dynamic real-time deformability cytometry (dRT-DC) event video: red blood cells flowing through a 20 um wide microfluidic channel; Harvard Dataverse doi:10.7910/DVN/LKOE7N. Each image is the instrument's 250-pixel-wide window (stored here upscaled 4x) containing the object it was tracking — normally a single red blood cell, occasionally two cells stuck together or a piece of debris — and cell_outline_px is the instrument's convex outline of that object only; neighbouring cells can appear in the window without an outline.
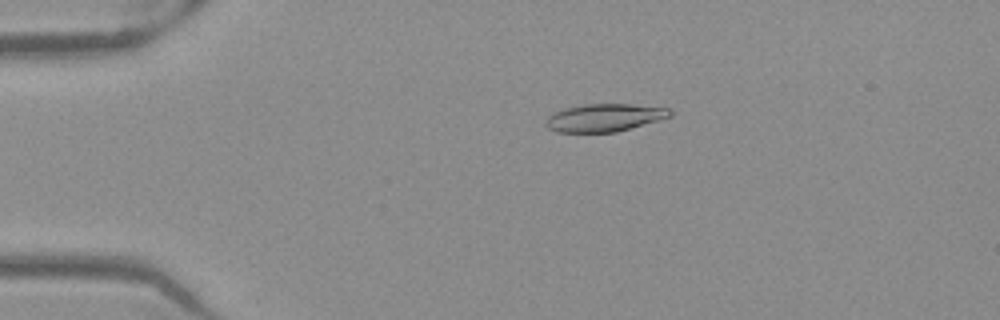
{"species": "Egyptian fruit bat (a non-hibernating species)", "species_latin": "Rousettus aegyptiacus", "temperature_condition": "warm", "stored_images_in_passage": 44, "camera_frame_rate_fps": 3000, "um_per_image_px": 0.085, "frame": {"image": 1, "passage_image": 3, "time_ms": 0.667, "image_size_px": [1000, 320], "cell_outline_px": [[672, 116], [616, 132], [556, 132], [548, 128], [544, 124], [544, 120], [548, 116], [564, 108], [584, 104], [632, 104], [668, 108], [672, 112]], "centroid_in_image_um": [51.34, 10.0], "position_along_channel_um": 33.7, "area_um2": 20.06}}
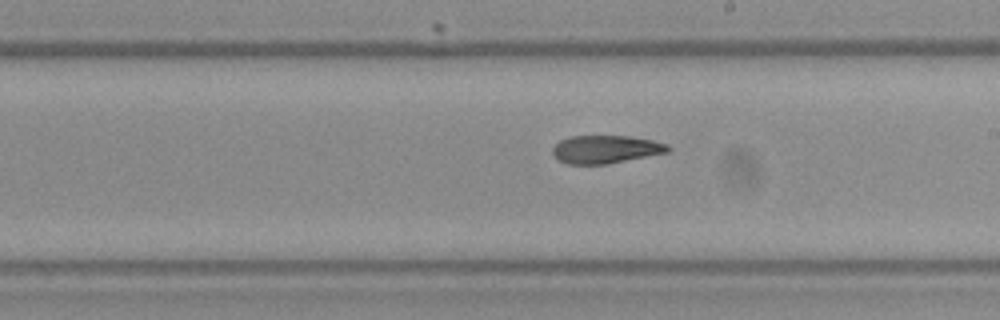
{"frame": {"image": 2, "passage_image": 22, "time_ms": 7.0, "image_size_px": [1000, 320], "cell_outline_px": [[672, 148], [668, 152], [608, 164], [568, 164], [552, 156], [552, 148], [560, 140], [568, 136], [628, 136], [652, 140], [668, 144]], "centroid_in_image_um": [51.47, 12.69], "position_along_channel_um": 237.5, "area_um2": 18.9}}
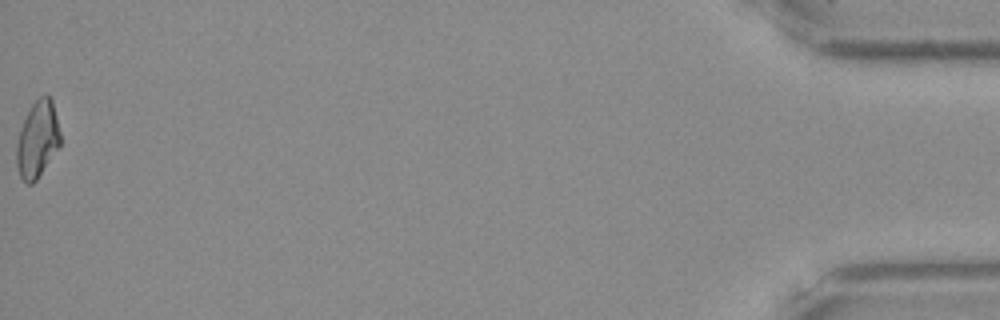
{"frame": {"image": 3, "passage_image": 44, "time_ms": 14.333, "image_size_px": [1000, 320], "cell_outline_px": [[60, 144], [36, 180], [32, 184], [28, 184], [20, 176], [16, 164], [16, 144], [20, 128], [32, 104], [40, 96], [48, 96], [52, 100], [60, 132]], "centroid_in_image_um": [3.17, 11.85], "position_along_channel_um": 432.0, "area_um2": 19.13}, "authors_computed_cell_mechanics": {"area_um2": 19.5364, "velocity_mm_per_s": 3.9798, "shape_relaxation_time_tau1_ms": null, "shape_relaxation_time_tau2_ms": 2.7008, "deformation_change_tau1": null, "deformation_change_tau2": 0.1074}}